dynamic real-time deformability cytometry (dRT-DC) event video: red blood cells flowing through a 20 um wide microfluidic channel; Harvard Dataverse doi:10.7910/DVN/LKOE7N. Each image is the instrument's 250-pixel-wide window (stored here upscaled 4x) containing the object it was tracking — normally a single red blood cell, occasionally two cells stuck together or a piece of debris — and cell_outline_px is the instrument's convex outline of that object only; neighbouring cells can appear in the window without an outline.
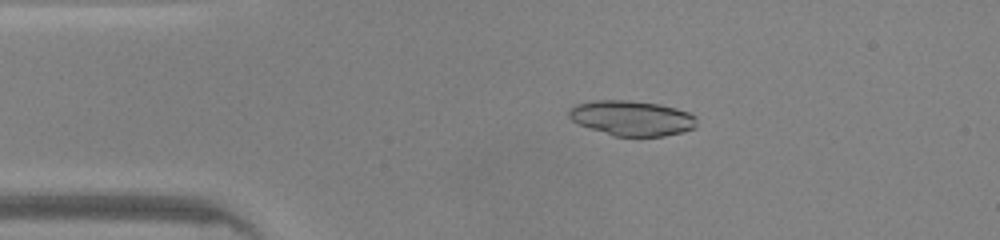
{"species": "common noctule bat (a hibernating species)", "species_latin": "Nyctalus noctula", "temperature_condition": "warm", "stored_images_in_passage": 42, "camera_frame_rate_fps": 3000, "um_per_image_px": 0.085, "animal": {"sex": "male", "body_mass_g": 20.0, "forearm_length_mm": 53.3}, "frame": {"image": 1, "passage_image": 4, "time_ms": 1.0, "image_size_px": [1000, 240], "cell_outline_px": [[696, 128], [684, 132], [664, 136], [612, 136], [580, 124], [572, 120], [568, 116], [568, 112], [576, 104], [592, 100], [628, 100], [660, 104], [676, 108], [688, 112], [696, 116]], "centroid_in_image_um": [53.74, 10.04], "position_along_channel_um": 31.3, "area_um2": 26.24}}
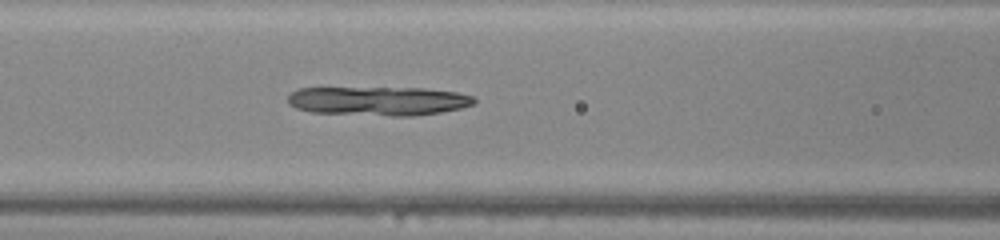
{"frame": {"image": 2, "passage_image": 14, "time_ms": 4.333, "image_size_px": [1000, 240], "cell_outline_px": [[476, 100], [472, 104], [460, 108], [440, 112], [412, 116], [392, 116], [312, 112], [296, 108], [288, 104], [288, 96], [296, 88], [424, 88], [456, 92], [472, 96]], "centroid_in_image_um": [32.13, 8.58], "position_along_channel_um": 134.5, "area_um2": 31.39}}
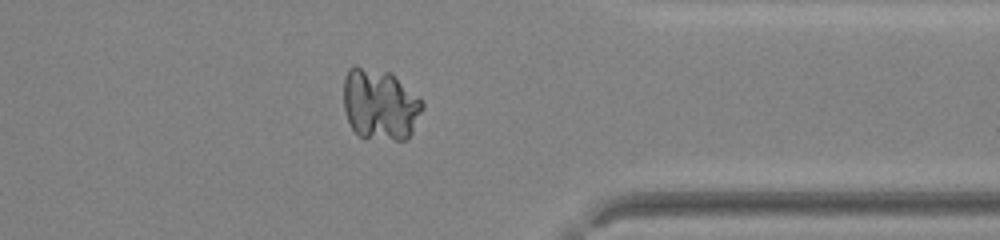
{"frame": {"image": 3, "passage_image": 32, "time_ms": 10.333, "image_size_px": [1000, 240], "cell_outline_px": [[424, 108], [408, 140], [364, 140], [352, 128], [348, 120], [344, 108], [344, 76], [348, 68], [352, 64], [356, 64], [392, 72], [424, 104]], "centroid_in_image_um": [32.28, 8.87], "position_along_channel_um": 379.1, "area_um2": 33.47}}